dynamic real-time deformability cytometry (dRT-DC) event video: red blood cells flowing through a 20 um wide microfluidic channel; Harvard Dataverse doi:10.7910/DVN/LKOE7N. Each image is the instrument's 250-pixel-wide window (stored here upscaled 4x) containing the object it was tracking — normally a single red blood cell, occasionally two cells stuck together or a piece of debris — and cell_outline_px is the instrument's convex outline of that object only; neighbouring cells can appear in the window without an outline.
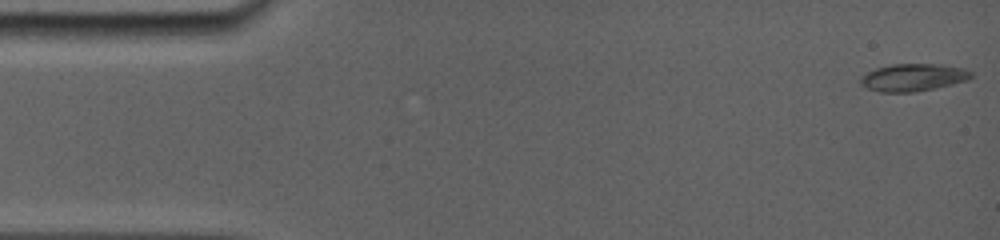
{"species": "common noctule bat (a hibernating species)", "species_latin": "Nyctalus noctula", "temperature_condition": "room temperature", "stored_images_in_passage": 23, "camera_frame_rate_fps": 5000, "um_per_image_px": 0.085, "animal": {"sex": "female", "body_mass_g": 19.0, "forearm_length_mm": 56.7}, "frame": {"image": 1, "passage_image": 1, "time_ms": 0.0, "image_size_px": [1000, 240], "cell_outline_px": [[972, 76], [968, 80], [916, 92], [880, 92], [868, 88], [860, 84], [860, 76], [876, 68], [892, 64], [940, 64], [964, 68], [972, 72]], "centroid_in_image_um": [77.61, 6.58], "position_along_channel_um": 7.4, "area_um2": 17.63}}
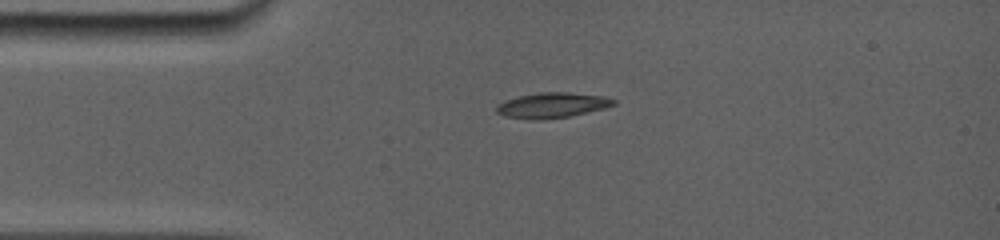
{"frame": {"image": 2, "passage_image": 17, "time_ms": 3.4, "image_size_px": [1000, 240], "cell_outline_px": [[616, 104], [604, 108], [588, 112], [568, 116], [544, 120], [528, 120], [504, 116], [496, 112], [496, 108], [504, 100], [520, 96], [540, 92], [568, 92], [604, 96], [616, 100]], "centroid_in_image_um": [46.93, 8.95], "position_along_channel_um": 38.1, "area_um2": 17.28}}